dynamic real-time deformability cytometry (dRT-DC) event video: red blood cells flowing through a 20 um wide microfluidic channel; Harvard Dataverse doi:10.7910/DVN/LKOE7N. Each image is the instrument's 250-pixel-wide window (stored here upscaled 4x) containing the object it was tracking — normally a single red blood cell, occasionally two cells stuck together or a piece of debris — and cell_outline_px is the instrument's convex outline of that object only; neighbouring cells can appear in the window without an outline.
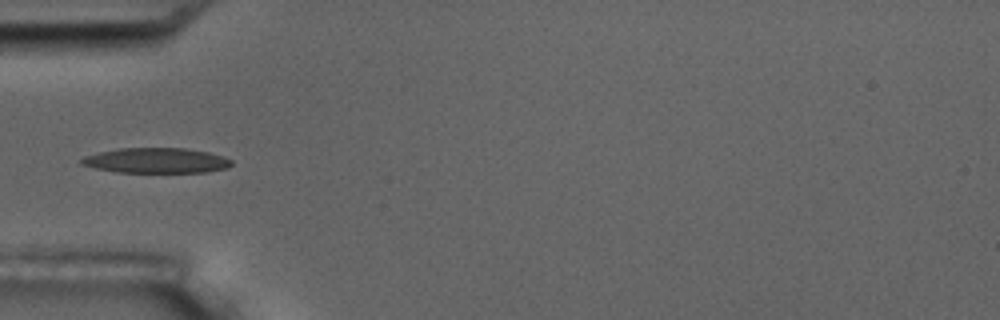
{"species": "common noctule bat (a hibernating species)", "species_latin": "Nyctalus noctula", "temperature_condition": "room temperature", "stored_images_in_passage": 3, "camera_frame_rate_fps": 3000, "um_per_image_px": 0.085, "animal": {"sex": "male", "body_mass_g": 17.5, "forearm_length_mm": 52.3}, "frame": {"image": 1, "passage_image": 3, "time_ms": 3.333, "image_size_px": [1000, 320], "cell_outline_px": [[232, 164], [228, 168], [204, 172], [116, 172], [96, 168], [80, 164], [80, 160], [84, 156], [116, 148], [184, 148], [208, 152], [224, 156], [232, 160]], "centroid_in_image_um": [13.29, 13.64], "position_along_channel_um": 71.7, "area_um2": 22.02}}